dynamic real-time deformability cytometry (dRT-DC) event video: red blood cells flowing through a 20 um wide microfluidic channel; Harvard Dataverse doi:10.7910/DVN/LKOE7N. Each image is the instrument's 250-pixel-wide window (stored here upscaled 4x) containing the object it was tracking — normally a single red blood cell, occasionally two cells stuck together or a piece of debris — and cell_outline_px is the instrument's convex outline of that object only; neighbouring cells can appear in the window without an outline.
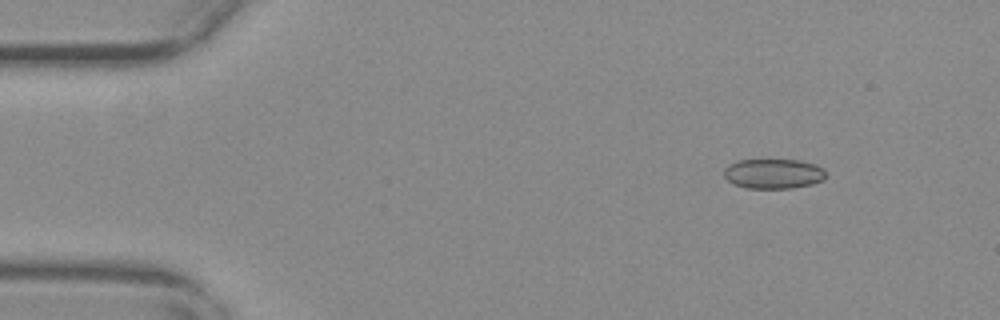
{"species": "common noctule bat (a hibernating species)", "species_latin": "Nyctalus noctula", "temperature_condition": "warm", "stored_images_in_passage": 50, "camera_frame_rate_fps": 3000, "um_per_image_px": 0.085, "animal": {"sex": "female", "body_mass_g": 29.2, "forearm_length_mm": 56.3}, "frame": {"image": 1, "passage_image": 1, "time_ms": 0.0, "image_size_px": [1000, 320], "cell_outline_px": [[824, 180], [812, 184], [792, 188], [744, 188], [728, 180], [724, 176], [724, 168], [728, 164], [740, 160], [800, 160], [816, 164], [824, 168]], "centroid_in_image_um": [65.75, 14.76], "position_along_channel_um": 19.3, "area_um2": 17.74}}
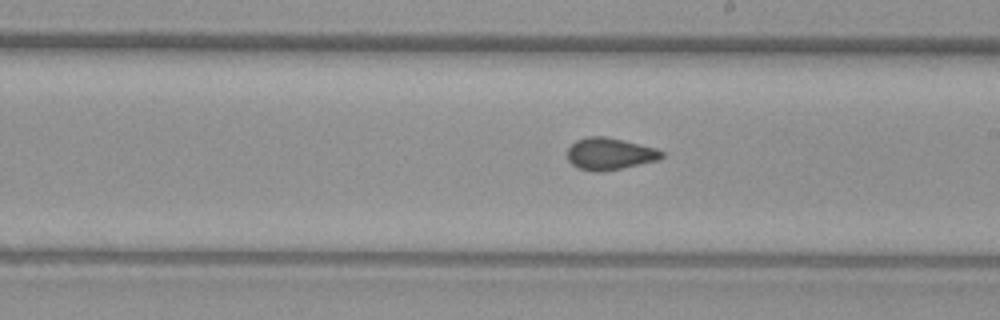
{"frame": {"image": 2, "passage_image": 26, "time_ms": 8.333, "image_size_px": [1000, 320], "cell_outline_px": [[664, 156], [656, 160], [624, 168], [600, 172], [596, 172], [576, 168], [568, 160], [568, 148], [576, 140], [588, 136], [604, 136], [624, 140], [656, 148], [664, 152]], "centroid_in_image_um": [51.81, 13.08], "position_along_channel_um": 237.2, "area_um2": 17.63}}
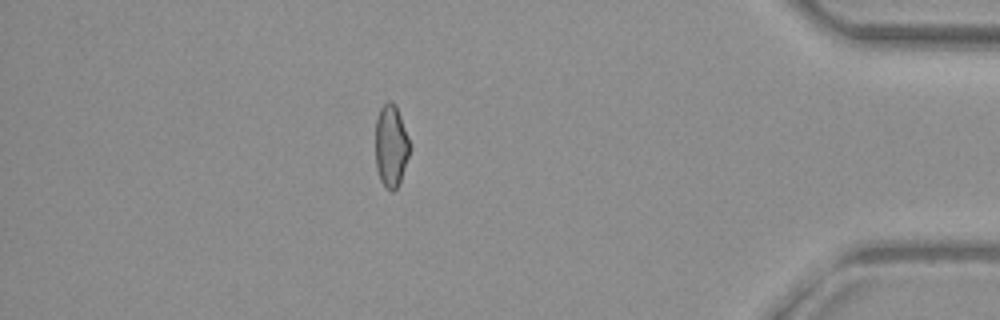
{"frame": {"image": 3, "passage_image": 43, "time_ms": 14.0, "image_size_px": [1000, 320], "cell_outline_px": [[412, 148], [400, 184], [392, 192], [380, 180], [376, 168], [376, 120], [380, 108], [388, 100], [392, 100], [396, 104], [408, 136]], "centroid_in_image_um": [33.27, 12.39], "position_along_channel_um": 401.9, "area_um2": 16.76}, "authors_computed_cell_mechanics": {"area_um2": 17.5712, "velocity_mm_per_s": 3.7131, "shape_relaxation_time_tau1_ms": null, "shape_relaxation_time_tau2_ms": 1.4114, "deformation_change_tau1": null, "deformation_change_tau2": 0.0734}}